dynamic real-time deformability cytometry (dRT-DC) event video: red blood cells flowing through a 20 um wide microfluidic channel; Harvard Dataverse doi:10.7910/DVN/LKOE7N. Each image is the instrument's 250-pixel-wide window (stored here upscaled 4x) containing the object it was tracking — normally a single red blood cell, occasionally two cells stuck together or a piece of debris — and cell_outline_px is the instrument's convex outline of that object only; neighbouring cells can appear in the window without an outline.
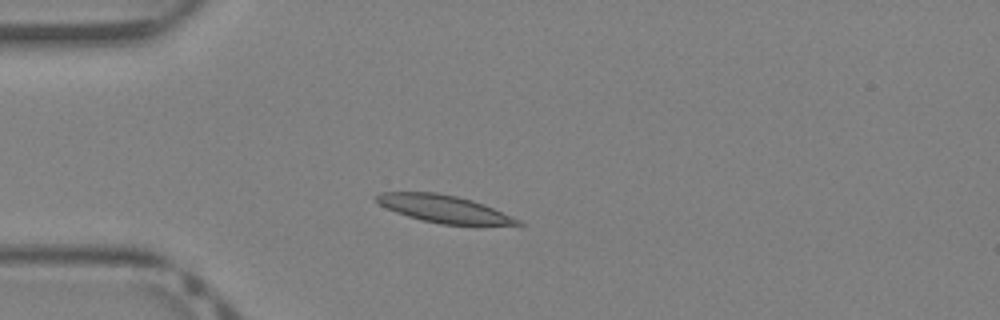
{"species": "Egyptian fruit bat (a non-hibernating species)", "species_latin": "Rousettus aegyptiacus", "temperature_condition": "warm", "stored_images_in_passage": 35, "camera_frame_rate_fps": 3000, "um_per_image_px": 0.085, "animal": {"sex": "female"}, "frame": {"image": 1, "passage_image": 8, "time_ms": 2.333, "image_size_px": [1000, 320], "cell_outline_px": [[524, 224], [440, 224], [420, 220], [396, 212], [380, 204], [376, 200], [376, 196], [380, 192], [436, 192], [456, 196], [472, 200], [484, 204], [512, 216], [520, 220]], "centroid_in_image_um": [37.7, 17.74], "position_along_channel_um": 47.3, "area_um2": 22.14}}
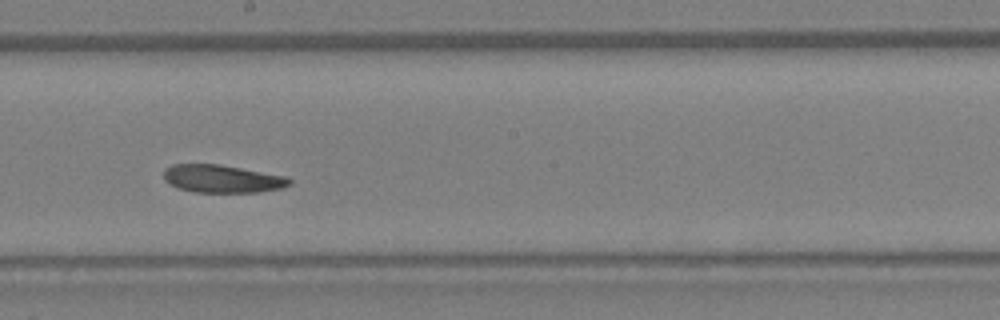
{"frame": {"image": 2, "passage_image": 20, "time_ms": 6.333, "image_size_px": [1000, 320], "cell_outline_px": [[292, 184], [280, 188], [256, 192], [192, 192], [180, 188], [164, 180], [164, 168], [172, 164], [220, 164], [284, 176], [292, 180]], "centroid_in_image_um": [18.86, 15.19], "position_along_channel_um": 229.3, "area_um2": 20.23}}
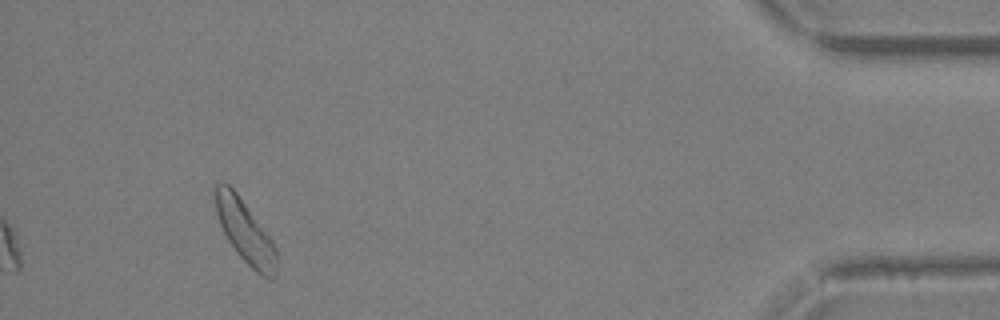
{"frame": {"image": 3, "passage_image": 35, "time_ms": 11.333, "image_size_px": [1000, 320], "cell_outline_px": [[276, 276], [272, 280], [268, 280], [260, 276], [236, 252], [228, 240], [220, 224], [216, 212], [212, 192], [216, 184], [228, 184], [236, 192], [272, 240], [276, 248]], "centroid_in_image_um": [20.82, 19.71], "position_along_channel_um": 414.4, "area_um2": 22.25}}